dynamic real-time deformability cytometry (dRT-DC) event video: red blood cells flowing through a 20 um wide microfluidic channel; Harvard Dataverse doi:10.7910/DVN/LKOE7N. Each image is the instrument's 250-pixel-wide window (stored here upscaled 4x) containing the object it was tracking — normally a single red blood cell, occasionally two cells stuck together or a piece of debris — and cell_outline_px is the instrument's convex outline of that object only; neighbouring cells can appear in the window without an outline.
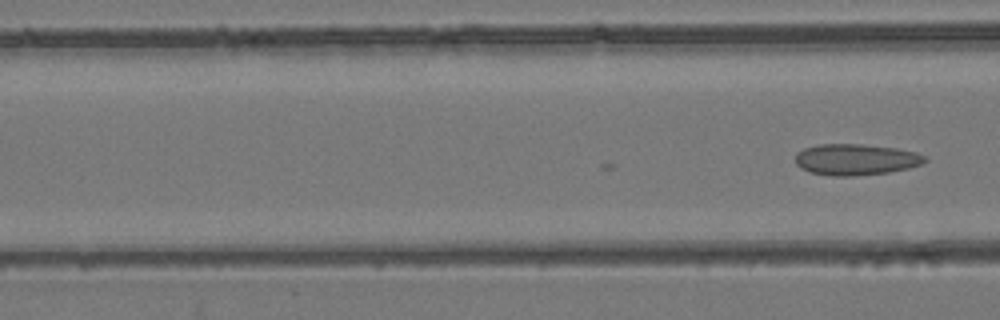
{"species": "common noctule bat (a hibernating species)", "species_latin": "Nyctalus noctula", "temperature_condition": "room temperature", "stored_images_in_passage": 4, "camera_frame_rate_fps": 3000, "um_per_image_px": 0.085, "animal": {"sex": "female", "body_mass_g": 24.6, "forearm_length_mm": 56.2}, "frame": {"image": 1, "passage_image": 4, "time_ms": 1.0, "image_size_px": [1000, 320], "cell_outline_px": [[928, 160], [920, 164], [908, 168], [888, 172], [856, 176], [832, 176], [812, 172], [800, 168], [796, 164], [796, 152], [804, 148], [820, 144], [860, 144], [896, 148], [916, 152], [924, 156]], "centroid_in_image_um": [72.72, 13.56], "position_along_channel_um": 93.9, "area_um2": 23.47}}